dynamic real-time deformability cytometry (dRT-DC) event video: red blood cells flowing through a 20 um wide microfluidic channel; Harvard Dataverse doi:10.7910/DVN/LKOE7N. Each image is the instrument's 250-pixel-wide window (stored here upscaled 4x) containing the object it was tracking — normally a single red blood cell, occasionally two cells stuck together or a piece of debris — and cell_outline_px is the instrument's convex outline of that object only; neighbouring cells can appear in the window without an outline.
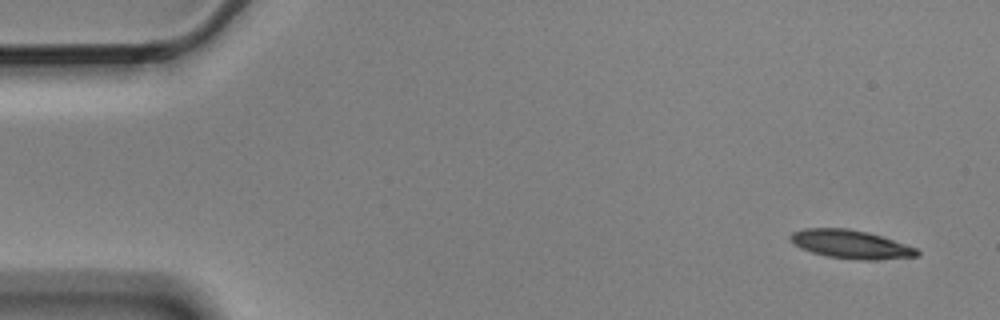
{"species": "Egyptian fruit bat (a non-hibernating species)", "species_latin": "Rousettus aegyptiacus", "temperature_condition": "cold", "stored_images_in_passage": 6, "camera_frame_rate_fps": 3000, "um_per_image_px": 0.085, "animal": {"sex": "male"}, "frame": {"image": 1, "passage_image": 1, "time_ms": 0.0, "image_size_px": [1000, 320], "cell_outline_px": [[920, 256], [876, 260], [860, 260], [828, 256], [812, 252], [800, 248], [792, 244], [788, 236], [792, 232], [804, 228], [848, 228], [868, 232], [916, 248], [920, 252]], "centroid_in_image_um": [72.28, 20.76], "position_along_channel_um": 12.7, "area_um2": 21.04}}
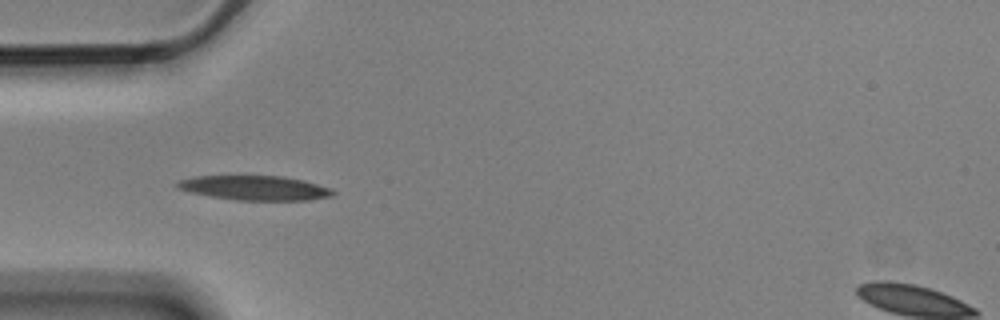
{"frame": {"image": 2, "passage_image": 5, "time_ms": 1.333, "image_size_px": [1000, 320], "cell_outline_px": [[336, 192], [332, 196], [308, 200], [236, 200], [188, 192], [176, 188], [176, 184], [180, 180], [196, 176], [284, 176], [304, 180], [332, 188]], "centroid_in_image_um": [21.69, 15.97], "position_along_channel_um": 63.3, "area_um2": 22.25}}
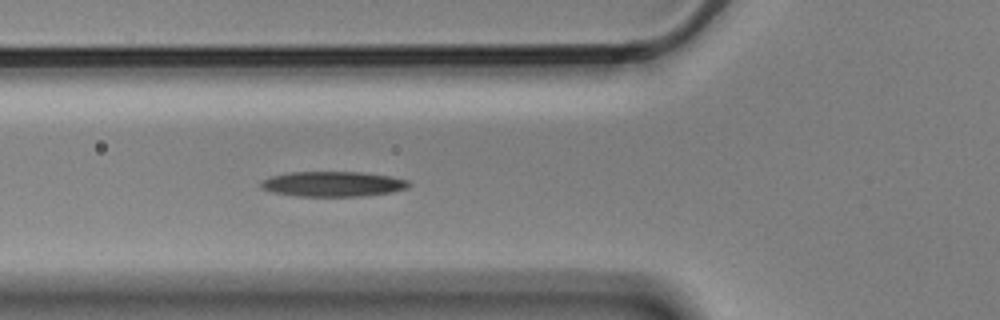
{"frame": {"image": 3, "passage_image": 6, "time_ms": 1.667, "image_size_px": [1000, 320], "cell_outline_px": [[412, 184], [408, 188], [392, 192], [364, 196], [296, 196], [272, 192], [260, 188], [260, 184], [264, 180], [272, 176], [292, 172], [360, 172], [392, 176], [408, 180]], "centroid_in_image_um": [28.35, 15.64], "position_along_channel_um": 97.5, "area_um2": 21.73}}